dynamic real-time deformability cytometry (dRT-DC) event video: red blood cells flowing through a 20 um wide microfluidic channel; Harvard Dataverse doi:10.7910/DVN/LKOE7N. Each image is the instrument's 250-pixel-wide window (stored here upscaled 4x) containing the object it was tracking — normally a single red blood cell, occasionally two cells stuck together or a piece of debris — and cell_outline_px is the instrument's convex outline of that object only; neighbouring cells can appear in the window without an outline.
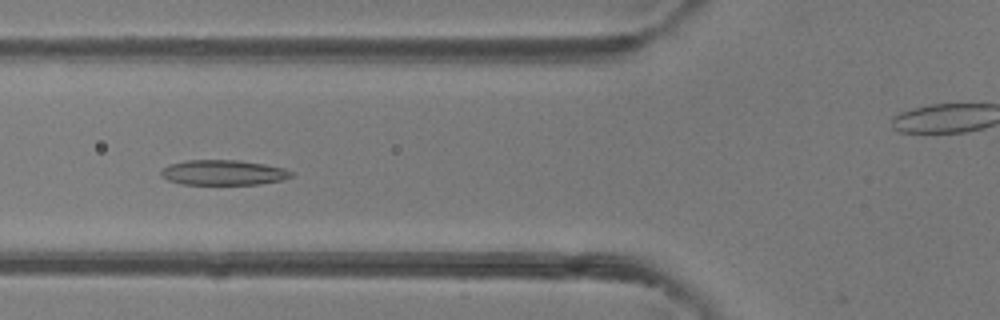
{"species": "common noctule bat (a hibernating species)", "species_latin": "Nyctalus noctula", "temperature_condition": "room temperature", "stored_images_in_passage": 49, "camera_frame_rate_fps": 3000, "um_per_image_px": 0.085, "animal": {"sex": "female"}, "frame": {"image": 1, "passage_image": 19, "time_ms": 6.0, "image_size_px": [1000, 320], "cell_outline_px": [[296, 176], [280, 180], [260, 184], [184, 184], [168, 180], [160, 176], [160, 172], [168, 164], [188, 160], [236, 160], [264, 164], [284, 168], [296, 172]], "centroid_in_image_um": [19.02, 14.66], "position_along_channel_um": 106.8, "area_um2": 19.13}}
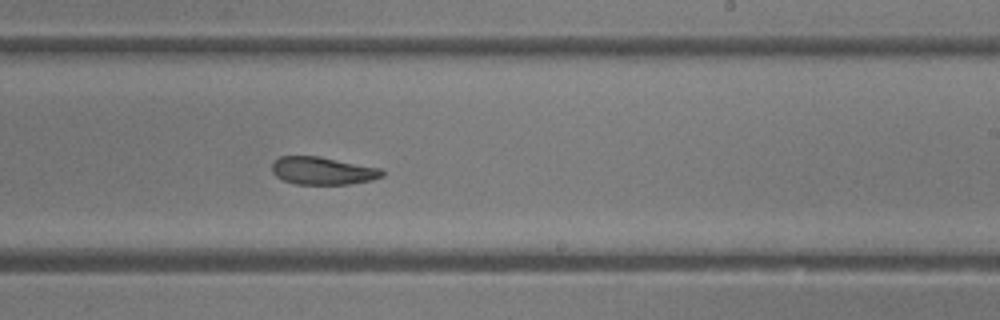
{"frame": {"image": 2, "passage_image": 30, "time_ms": 9.667, "image_size_px": [1000, 320], "cell_outline_px": [[384, 176], [372, 180], [348, 184], [296, 184], [284, 180], [276, 176], [272, 172], [272, 164], [280, 156], [320, 156], [380, 168], [384, 172]], "centroid_in_image_um": [27.44, 14.51], "position_along_channel_um": 261.6, "area_um2": 17.74}}
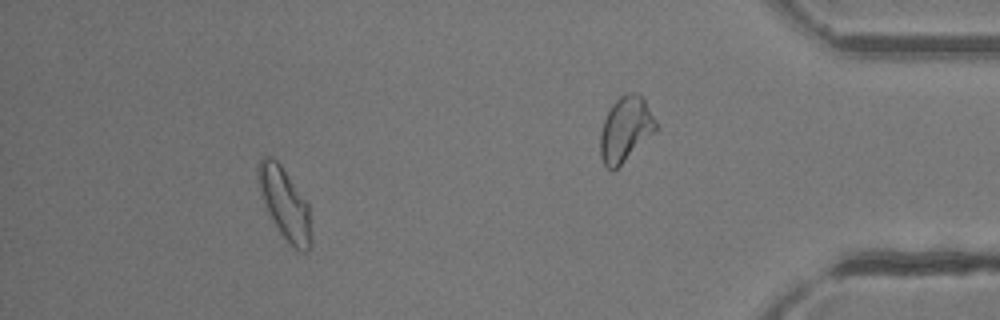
{"frame": {"image": 3, "passage_image": 45, "time_ms": 14.667, "image_size_px": [1000, 320], "cell_outline_px": [[312, 244], [304, 252], [300, 252], [280, 232], [264, 208], [256, 176], [256, 168], [260, 156], [272, 156], [280, 164], [308, 204], [312, 240]], "centroid_in_image_um": [24.15, 17.26], "position_along_channel_um": 411.0, "area_um2": 22.02}, "authors_computed_cell_mechanics": {"area_um2": 20.23, "velocity_mm_per_s": 4.2269, "shape_relaxation_time_tau1_ms": null, "shape_relaxation_time_tau2_ms": 4.2796, "deformation_change_tau1": null, "deformation_change_tau2": 0.1191}}